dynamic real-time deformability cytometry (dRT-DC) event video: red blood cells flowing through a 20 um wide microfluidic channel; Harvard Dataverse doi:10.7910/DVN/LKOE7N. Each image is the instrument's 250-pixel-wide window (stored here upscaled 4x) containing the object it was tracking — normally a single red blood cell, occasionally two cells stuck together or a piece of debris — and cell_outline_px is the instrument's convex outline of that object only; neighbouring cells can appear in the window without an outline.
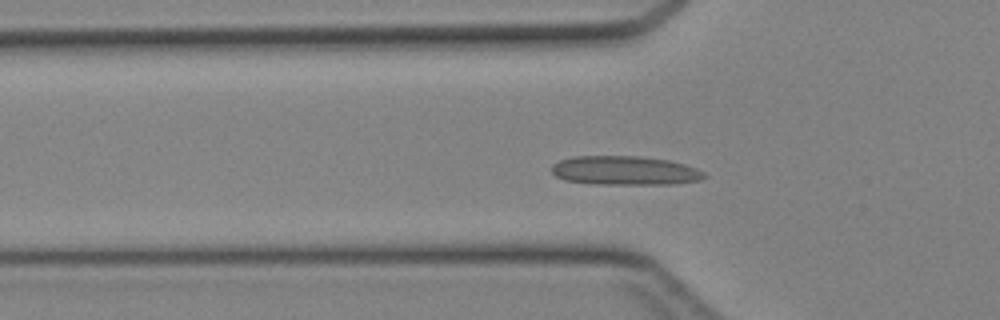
{"species": "Egyptian fruit bat (a non-hibernating species)", "species_latin": "Rousettus aegyptiacus", "temperature_condition": "cold", "stored_images_in_passage": 44, "camera_frame_rate_fps": 3000, "um_per_image_px": 0.085, "animal": {"sex": "female"}, "frame": {"image": 1, "passage_image": 13, "time_ms": 4.0, "image_size_px": [1000, 320], "cell_outline_px": [[708, 176], [700, 180], [672, 184], [596, 184], [564, 180], [556, 176], [552, 172], [552, 164], [560, 160], [572, 156], [640, 156], [668, 160], [684, 164], [704, 172]], "centroid_in_image_um": [53.1, 14.49], "position_along_channel_um": 72.7, "area_um2": 25.84}}
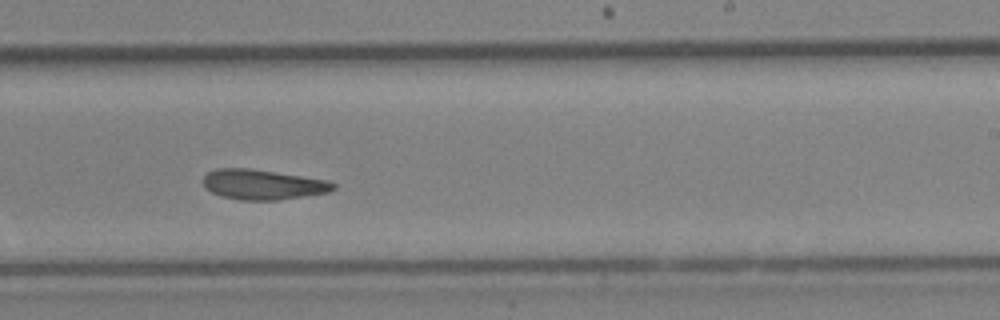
{"frame": {"image": 2, "passage_image": 26, "time_ms": 8.333, "image_size_px": [1000, 320], "cell_outline_px": [[336, 188], [328, 192], [280, 200], [240, 200], [220, 196], [204, 188], [204, 176], [208, 172], [216, 168], [248, 168], [328, 180], [336, 184]], "centroid_in_image_um": [22.32, 15.69], "position_along_channel_um": 266.7, "area_um2": 22.77}}
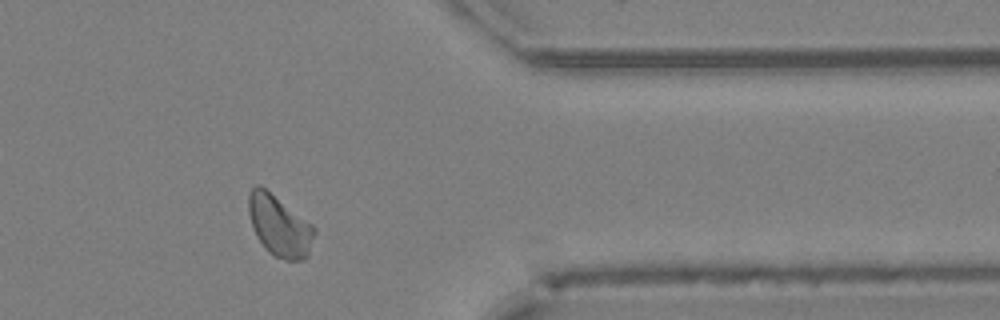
{"frame": {"image": 3, "passage_image": 35, "time_ms": 11.333, "image_size_px": [1000, 320], "cell_outline_px": [[316, 232], [308, 256], [300, 260], [284, 260], [276, 256], [264, 248], [256, 236], [252, 228], [248, 212], [248, 192], [256, 184], [260, 184], [312, 224], [316, 228]], "centroid_in_image_um": [23.73, 19.18], "position_along_channel_um": 387.7, "area_um2": 23.52}}